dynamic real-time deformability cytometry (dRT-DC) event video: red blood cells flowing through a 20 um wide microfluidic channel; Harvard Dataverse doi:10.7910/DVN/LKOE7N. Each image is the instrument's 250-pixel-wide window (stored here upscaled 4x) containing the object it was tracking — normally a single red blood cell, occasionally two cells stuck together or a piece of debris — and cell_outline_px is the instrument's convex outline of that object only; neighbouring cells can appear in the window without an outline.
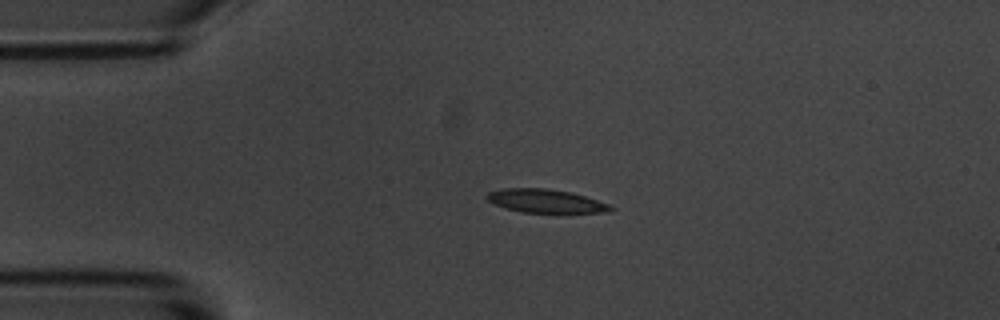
{"species": "common noctule bat (a hibernating species)", "species_latin": "Nyctalus noctula", "temperature_condition": "room temperature", "stored_images_in_passage": 3, "camera_frame_rate_fps": 3000, "um_per_image_px": 0.085, "animal": {"sex": "male", "body_mass_g": 20.1, "forearm_length_mm": 53.5}, "frame": {"image": 1, "passage_image": 2, "time_ms": 1.0, "image_size_px": [1000, 320], "cell_outline_px": [[616, 208], [604, 212], [520, 212], [504, 208], [488, 200], [484, 196], [488, 192], [504, 188], [544, 188], [572, 192], [608, 204]], "centroid_in_image_um": [46.33, 17.07], "position_along_channel_um": 38.7, "area_um2": 16.7}}